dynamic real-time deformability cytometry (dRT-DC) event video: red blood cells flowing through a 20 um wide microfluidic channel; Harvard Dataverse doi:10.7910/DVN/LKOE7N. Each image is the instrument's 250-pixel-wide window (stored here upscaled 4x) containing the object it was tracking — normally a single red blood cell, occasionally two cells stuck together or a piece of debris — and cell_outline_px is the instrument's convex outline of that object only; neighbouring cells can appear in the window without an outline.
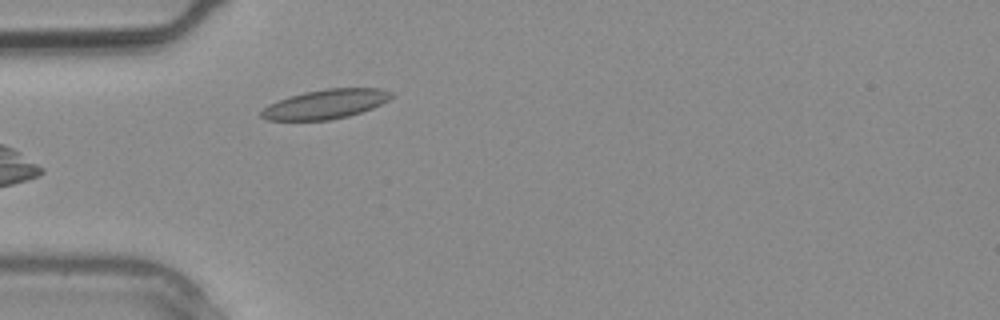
{"species": "common noctule bat (a hibernating species)", "species_latin": "Nyctalus noctula", "temperature_condition": "warm", "stored_images_in_passage": 3, "camera_frame_rate_fps": 3000, "um_per_image_px": 0.085, "animal": {"sex": "male", "body_mass_g": 20.4}, "frame": {"image": 1, "passage_image": 3, "time_ms": 0.667, "image_size_px": [1000, 320], "cell_outline_px": [[392, 96], [388, 100], [372, 108], [348, 116], [328, 120], [264, 120], [260, 116], [260, 112], [268, 104], [304, 92], [324, 88], [380, 88], [392, 92]], "centroid_in_image_um": [27.66, 8.85], "position_along_channel_um": 57.3, "area_um2": 22.08}}